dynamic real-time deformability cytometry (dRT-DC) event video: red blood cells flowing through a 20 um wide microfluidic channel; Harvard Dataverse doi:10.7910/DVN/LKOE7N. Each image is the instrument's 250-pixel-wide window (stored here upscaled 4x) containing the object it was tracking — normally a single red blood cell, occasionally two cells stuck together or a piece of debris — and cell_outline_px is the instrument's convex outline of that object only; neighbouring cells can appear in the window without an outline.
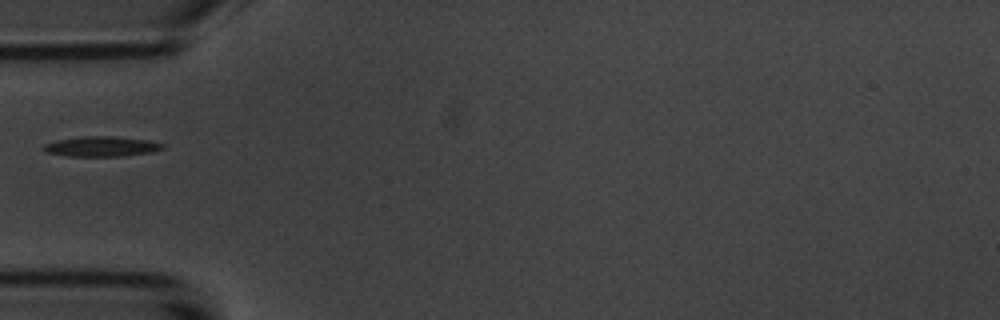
{"species": "common noctule bat (a hibernating species)", "species_latin": "Nyctalus noctula", "temperature_condition": "room temperature", "stored_images_in_passage": 1, "camera_frame_rate_fps": 3000, "um_per_image_px": 0.085, "animal": {"sex": "male", "body_mass_g": 20.1, "forearm_length_mm": 53.5}, "frame": {"image": 1, "passage_image": 1, "time_ms": 0.0, "image_size_px": [1000, 320], "cell_outline_px": [[164, 148], [152, 152], [120, 156], [68, 156], [44, 152], [40, 148], [44, 144], [60, 140], [88, 136], [112, 136], [148, 140], [164, 144]], "centroid_in_image_um": [8.61, 12.45], "position_along_channel_um": 76.4, "area_um2": 13.81}}